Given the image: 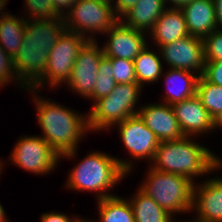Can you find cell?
Here are the masks:
<instances>
[{
	"mask_svg": "<svg viewBox=\"0 0 222 222\" xmlns=\"http://www.w3.org/2000/svg\"><path fill=\"white\" fill-rule=\"evenodd\" d=\"M66 30L63 18L27 20L24 39L14 58V68L21 88L35 89L44 79L48 53Z\"/></svg>",
	"mask_w": 222,
	"mask_h": 222,
	"instance_id": "obj_1",
	"label": "cell"
},
{
	"mask_svg": "<svg viewBox=\"0 0 222 222\" xmlns=\"http://www.w3.org/2000/svg\"><path fill=\"white\" fill-rule=\"evenodd\" d=\"M33 93L38 124L42 129L41 137L52 147L61 158L76 157L79 141L88 127V117L79 115L75 110L54 103L51 100L42 99L36 93V89H27ZM37 94V95H36ZM39 97V98H38ZM85 116V117H84Z\"/></svg>",
	"mask_w": 222,
	"mask_h": 222,
	"instance_id": "obj_2",
	"label": "cell"
},
{
	"mask_svg": "<svg viewBox=\"0 0 222 222\" xmlns=\"http://www.w3.org/2000/svg\"><path fill=\"white\" fill-rule=\"evenodd\" d=\"M152 162V168L187 177L194 184L195 177L219 171L222 167V159L192 140V136L160 142Z\"/></svg>",
	"mask_w": 222,
	"mask_h": 222,
	"instance_id": "obj_3",
	"label": "cell"
},
{
	"mask_svg": "<svg viewBox=\"0 0 222 222\" xmlns=\"http://www.w3.org/2000/svg\"><path fill=\"white\" fill-rule=\"evenodd\" d=\"M131 162L93 151L72 168L65 183L66 188L79 192H97L96 200L115 196L108 191L131 172Z\"/></svg>",
	"mask_w": 222,
	"mask_h": 222,
	"instance_id": "obj_4",
	"label": "cell"
},
{
	"mask_svg": "<svg viewBox=\"0 0 222 222\" xmlns=\"http://www.w3.org/2000/svg\"><path fill=\"white\" fill-rule=\"evenodd\" d=\"M139 187L161 208L172 216L176 213L192 212L194 183L187 177L158 171L150 166Z\"/></svg>",
	"mask_w": 222,
	"mask_h": 222,
	"instance_id": "obj_5",
	"label": "cell"
},
{
	"mask_svg": "<svg viewBox=\"0 0 222 222\" xmlns=\"http://www.w3.org/2000/svg\"><path fill=\"white\" fill-rule=\"evenodd\" d=\"M142 87L138 83L116 84L113 91L94 102L88 112L90 131L107 130L138 114L136 105Z\"/></svg>",
	"mask_w": 222,
	"mask_h": 222,
	"instance_id": "obj_6",
	"label": "cell"
},
{
	"mask_svg": "<svg viewBox=\"0 0 222 222\" xmlns=\"http://www.w3.org/2000/svg\"><path fill=\"white\" fill-rule=\"evenodd\" d=\"M63 19L66 30L90 41L96 39L94 34L108 32L119 21L108 0H78Z\"/></svg>",
	"mask_w": 222,
	"mask_h": 222,
	"instance_id": "obj_7",
	"label": "cell"
},
{
	"mask_svg": "<svg viewBox=\"0 0 222 222\" xmlns=\"http://www.w3.org/2000/svg\"><path fill=\"white\" fill-rule=\"evenodd\" d=\"M88 41L76 32L65 30L54 47L49 51L44 79L35 89L48 82L49 87H58L69 79L79 50ZM47 81V82H46ZM46 83V84H45Z\"/></svg>",
	"mask_w": 222,
	"mask_h": 222,
	"instance_id": "obj_8",
	"label": "cell"
},
{
	"mask_svg": "<svg viewBox=\"0 0 222 222\" xmlns=\"http://www.w3.org/2000/svg\"><path fill=\"white\" fill-rule=\"evenodd\" d=\"M10 161L29 173L50 174L60 157L41 136H23L11 151Z\"/></svg>",
	"mask_w": 222,
	"mask_h": 222,
	"instance_id": "obj_9",
	"label": "cell"
},
{
	"mask_svg": "<svg viewBox=\"0 0 222 222\" xmlns=\"http://www.w3.org/2000/svg\"><path fill=\"white\" fill-rule=\"evenodd\" d=\"M157 51L169 68L197 72L199 76L204 72V42L200 37L188 35L161 46Z\"/></svg>",
	"mask_w": 222,
	"mask_h": 222,
	"instance_id": "obj_10",
	"label": "cell"
},
{
	"mask_svg": "<svg viewBox=\"0 0 222 222\" xmlns=\"http://www.w3.org/2000/svg\"><path fill=\"white\" fill-rule=\"evenodd\" d=\"M104 57L103 48L96 40H88L79 50L69 79L65 85L77 92L82 98H88L96 82L98 68Z\"/></svg>",
	"mask_w": 222,
	"mask_h": 222,
	"instance_id": "obj_11",
	"label": "cell"
},
{
	"mask_svg": "<svg viewBox=\"0 0 222 222\" xmlns=\"http://www.w3.org/2000/svg\"><path fill=\"white\" fill-rule=\"evenodd\" d=\"M114 126L119 128L118 132L124 147L132 158L139 159V161L149 159L152 163L160 141L138 114Z\"/></svg>",
	"mask_w": 222,
	"mask_h": 222,
	"instance_id": "obj_12",
	"label": "cell"
},
{
	"mask_svg": "<svg viewBox=\"0 0 222 222\" xmlns=\"http://www.w3.org/2000/svg\"><path fill=\"white\" fill-rule=\"evenodd\" d=\"M103 48L104 57L133 61L147 47L146 33L124 25L120 20L108 31Z\"/></svg>",
	"mask_w": 222,
	"mask_h": 222,
	"instance_id": "obj_13",
	"label": "cell"
},
{
	"mask_svg": "<svg viewBox=\"0 0 222 222\" xmlns=\"http://www.w3.org/2000/svg\"><path fill=\"white\" fill-rule=\"evenodd\" d=\"M192 211L201 222H222V177L193 186Z\"/></svg>",
	"mask_w": 222,
	"mask_h": 222,
	"instance_id": "obj_14",
	"label": "cell"
},
{
	"mask_svg": "<svg viewBox=\"0 0 222 222\" xmlns=\"http://www.w3.org/2000/svg\"><path fill=\"white\" fill-rule=\"evenodd\" d=\"M138 115L160 142L184 137L173 108L166 103H154L138 107Z\"/></svg>",
	"mask_w": 222,
	"mask_h": 222,
	"instance_id": "obj_15",
	"label": "cell"
},
{
	"mask_svg": "<svg viewBox=\"0 0 222 222\" xmlns=\"http://www.w3.org/2000/svg\"><path fill=\"white\" fill-rule=\"evenodd\" d=\"M171 106L184 136H198L213 130V118L196 94Z\"/></svg>",
	"mask_w": 222,
	"mask_h": 222,
	"instance_id": "obj_16",
	"label": "cell"
},
{
	"mask_svg": "<svg viewBox=\"0 0 222 222\" xmlns=\"http://www.w3.org/2000/svg\"><path fill=\"white\" fill-rule=\"evenodd\" d=\"M181 10L191 36L203 39L212 31L217 30L213 0H193L184 5Z\"/></svg>",
	"mask_w": 222,
	"mask_h": 222,
	"instance_id": "obj_17",
	"label": "cell"
},
{
	"mask_svg": "<svg viewBox=\"0 0 222 222\" xmlns=\"http://www.w3.org/2000/svg\"><path fill=\"white\" fill-rule=\"evenodd\" d=\"M170 7L163 11L150 32L151 39L154 40L158 49L167 43L190 35L183 11L180 8Z\"/></svg>",
	"mask_w": 222,
	"mask_h": 222,
	"instance_id": "obj_18",
	"label": "cell"
},
{
	"mask_svg": "<svg viewBox=\"0 0 222 222\" xmlns=\"http://www.w3.org/2000/svg\"><path fill=\"white\" fill-rule=\"evenodd\" d=\"M165 9L164 0H138L119 20L130 28L148 33Z\"/></svg>",
	"mask_w": 222,
	"mask_h": 222,
	"instance_id": "obj_19",
	"label": "cell"
},
{
	"mask_svg": "<svg viewBox=\"0 0 222 222\" xmlns=\"http://www.w3.org/2000/svg\"><path fill=\"white\" fill-rule=\"evenodd\" d=\"M165 76L167 93H165L164 102L172 105L181 102L196 94L199 75L189 71L169 68Z\"/></svg>",
	"mask_w": 222,
	"mask_h": 222,
	"instance_id": "obj_20",
	"label": "cell"
},
{
	"mask_svg": "<svg viewBox=\"0 0 222 222\" xmlns=\"http://www.w3.org/2000/svg\"><path fill=\"white\" fill-rule=\"evenodd\" d=\"M24 17L8 14L0 18V45L13 59L19 53L25 33Z\"/></svg>",
	"mask_w": 222,
	"mask_h": 222,
	"instance_id": "obj_21",
	"label": "cell"
},
{
	"mask_svg": "<svg viewBox=\"0 0 222 222\" xmlns=\"http://www.w3.org/2000/svg\"><path fill=\"white\" fill-rule=\"evenodd\" d=\"M128 201L135 222H172L173 216L161 208L151 197L138 189Z\"/></svg>",
	"mask_w": 222,
	"mask_h": 222,
	"instance_id": "obj_22",
	"label": "cell"
},
{
	"mask_svg": "<svg viewBox=\"0 0 222 222\" xmlns=\"http://www.w3.org/2000/svg\"><path fill=\"white\" fill-rule=\"evenodd\" d=\"M150 47L143 49L133 60L137 83L143 88L146 83L158 82L163 76L161 53L152 51ZM156 52V53H155Z\"/></svg>",
	"mask_w": 222,
	"mask_h": 222,
	"instance_id": "obj_23",
	"label": "cell"
},
{
	"mask_svg": "<svg viewBox=\"0 0 222 222\" xmlns=\"http://www.w3.org/2000/svg\"><path fill=\"white\" fill-rule=\"evenodd\" d=\"M99 220L91 222H135L128 199L111 196L97 200Z\"/></svg>",
	"mask_w": 222,
	"mask_h": 222,
	"instance_id": "obj_24",
	"label": "cell"
},
{
	"mask_svg": "<svg viewBox=\"0 0 222 222\" xmlns=\"http://www.w3.org/2000/svg\"><path fill=\"white\" fill-rule=\"evenodd\" d=\"M196 95L212 118L222 112V87L208 82L201 75L197 83Z\"/></svg>",
	"mask_w": 222,
	"mask_h": 222,
	"instance_id": "obj_25",
	"label": "cell"
},
{
	"mask_svg": "<svg viewBox=\"0 0 222 222\" xmlns=\"http://www.w3.org/2000/svg\"><path fill=\"white\" fill-rule=\"evenodd\" d=\"M116 82L112 74L111 62L103 57L100 61L96 82L92 94L87 98L93 103L105 96H108L115 88Z\"/></svg>",
	"mask_w": 222,
	"mask_h": 222,
	"instance_id": "obj_26",
	"label": "cell"
},
{
	"mask_svg": "<svg viewBox=\"0 0 222 222\" xmlns=\"http://www.w3.org/2000/svg\"><path fill=\"white\" fill-rule=\"evenodd\" d=\"M111 62L112 74L116 84L137 83L133 61L106 57Z\"/></svg>",
	"mask_w": 222,
	"mask_h": 222,
	"instance_id": "obj_27",
	"label": "cell"
},
{
	"mask_svg": "<svg viewBox=\"0 0 222 222\" xmlns=\"http://www.w3.org/2000/svg\"><path fill=\"white\" fill-rule=\"evenodd\" d=\"M27 11L29 12V18L27 20H46L52 18H62L54 8L52 0H25ZM32 18V19H31Z\"/></svg>",
	"mask_w": 222,
	"mask_h": 222,
	"instance_id": "obj_28",
	"label": "cell"
},
{
	"mask_svg": "<svg viewBox=\"0 0 222 222\" xmlns=\"http://www.w3.org/2000/svg\"><path fill=\"white\" fill-rule=\"evenodd\" d=\"M205 62L222 60V30H214L203 38Z\"/></svg>",
	"mask_w": 222,
	"mask_h": 222,
	"instance_id": "obj_29",
	"label": "cell"
},
{
	"mask_svg": "<svg viewBox=\"0 0 222 222\" xmlns=\"http://www.w3.org/2000/svg\"><path fill=\"white\" fill-rule=\"evenodd\" d=\"M18 80L14 68V59L0 45V87Z\"/></svg>",
	"mask_w": 222,
	"mask_h": 222,
	"instance_id": "obj_30",
	"label": "cell"
},
{
	"mask_svg": "<svg viewBox=\"0 0 222 222\" xmlns=\"http://www.w3.org/2000/svg\"><path fill=\"white\" fill-rule=\"evenodd\" d=\"M202 76L208 82L222 87V60L207 61Z\"/></svg>",
	"mask_w": 222,
	"mask_h": 222,
	"instance_id": "obj_31",
	"label": "cell"
},
{
	"mask_svg": "<svg viewBox=\"0 0 222 222\" xmlns=\"http://www.w3.org/2000/svg\"><path fill=\"white\" fill-rule=\"evenodd\" d=\"M40 222H79L82 218L81 217H68V215L64 213H56V212H49L42 214L40 218Z\"/></svg>",
	"mask_w": 222,
	"mask_h": 222,
	"instance_id": "obj_32",
	"label": "cell"
},
{
	"mask_svg": "<svg viewBox=\"0 0 222 222\" xmlns=\"http://www.w3.org/2000/svg\"><path fill=\"white\" fill-rule=\"evenodd\" d=\"M112 0L114 13L120 18L126 11L133 7L138 0Z\"/></svg>",
	"mask_w": 222,
	"mask_h": 222,
	"instance_id": "obj_33",
	"label": "cell"
},
{
	"mask_svg": "<svg viewBox=\"0 0 222 222\" xmlns=\"http://www.w3.org/2000/svg\"><path fill=\"white\" fill-rule=\"evenodd\" d=\"M77 1L78 0H52V3L55 11L63 18Z\"/></svg>",
	"mask_w": 222,
	"mask_h": 222,
	"instance_id": "obj_34",
	"label": "cell"
},
{
	"mask_svg": "<svg viewBox=\"0 0 222 222\" xmlns=\"http://www.w3.org/2000/svg\"><path fill=\"white\" fill-rule=\"evenodd\" d=\"M217 29L222 30V0H213Z\"/></svg>",
	"mask_w": 222,
	"mask_h": 222,
	"instance_id": "obj_35",
	"label": "cell"
},
{
	"mask_svg": "<svg viewBox=\"0 0 222 222\" xmlns=\"http://www.w3.org/2000/svg\"><path fill=\"white\" fill-rule=\"evenodd\" d=\"M193 0H164L166 8H167V3L171 2L172 8H182L184 5L188 4L189 2H192Z\"/></svg>",
	"mask_w": 222,
	"mask_h": 222,
	"instance_id": "obj_36",
	"label": "cell"
},
{
	"mask_svg": "<svg viewBox=\"0 0 222 222\" xmlns=\"http://www.w3.org/2000/svg\"><path fill=\"white\" fill-rule=\"evenodd\" d=\"M218 127L222 129V112L213 118V129Z\"/></svg>",
	"mask_w": 222,
	"mask_h": 222,
	"instance_id": "obj_37",
	"label": "cell"
},
{
	"mask_svg": "<svg viewBox=\"0 0 222 222\" xmlns=\"http://www.w3.org/2000/svg\"><path fill=\"white\" fill-rule=\"evenodd\" d=\"M7 1L8 0H0V11H2L0 12V18L9 14L8 12L3 11L6 7Z\"/></svg>",
	"mask_w": 222,
	"mask_h": 222,
	"instance_id": "obj_38",
	"label": "cell"
},
{
	"mask_svg": "<svg viewBox=\"0 0 222 222\" xmlns=\"http://www.w3.org/2000/svg\"><path fill=\"white\" fill-rule=\"evenodd\" d=\"M0 222H10L7 220L6 213L4 212V208L0 204Z\"/></svg>",
	"mask_w": 222,
	"mask_h": 222,
	"instance_id": "obj_39",
	"label": "cell"
},
{
	"mask_svg": "<svg viewBox=\"0 0 222 222\" xmlns=\"http://www.w3.org/2000/svg\"><path fill=\"white\" fill-rule=\"evenodd\" d=\"M172 222H179V221H174L173 219H172ZM180 222H182V221H180ZM183 222H201V221H198V220H196V219H191V220H186V221H183Z\"/></svg>",
	"mask_w": 222,
	"mask_h": 222,
	"instance_id": "obj_40",
	"label": "cell"
},
{
	"mask_svg": "<svg viewBox=\"0 0 222 222\" xmlns=\"http://www.w3.org/2000/svg\"><path fill=\"white\" fill-rule=\"evenodd\" d=\"M2 162H3V161H1V160H0V174H1V171H2L3 166H4V165H3V164H4V162H3V163H2Z\"/></svg>",
	"mask_w": 222,
	"mask_h": 222,
	"instance_id": "obj_41",
	"label": "cell"
},
{
	"mask_svg": "<svg viewBox=\"0 0 222 222\" xmlns=\"http://www.w3.org/2000/svg\"><path fill=\"white\" fill-rule=\"evenodd\" d=\"M79 222H91V220L89 219V220H87V219H81Z\"/></svg>",
	"mask_w": 222,
	"mask_h": 222,
	"instance_id": "obj_42",
	"label": "cell"
}]
</instances>
